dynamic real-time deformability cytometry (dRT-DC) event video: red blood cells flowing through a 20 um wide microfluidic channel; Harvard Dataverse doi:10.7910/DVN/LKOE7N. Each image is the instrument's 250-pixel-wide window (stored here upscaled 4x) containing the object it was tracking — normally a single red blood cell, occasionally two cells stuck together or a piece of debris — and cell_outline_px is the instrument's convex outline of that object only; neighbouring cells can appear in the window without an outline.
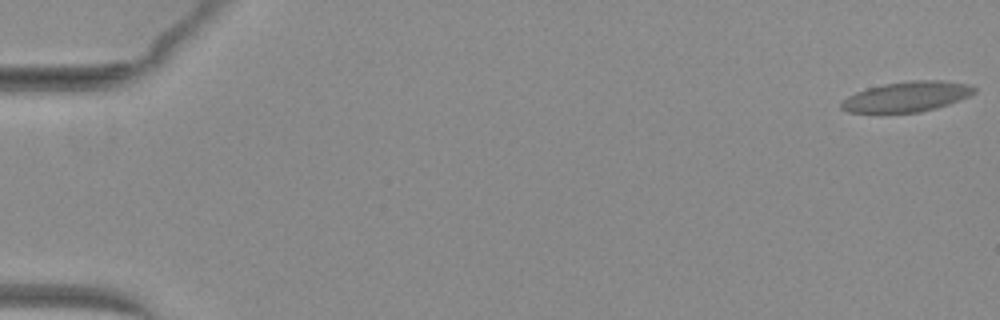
{"species": "common noctule bat (a hibernating species)", "species_latin": "Nyctalus noctula", "temperature_condition": "warm", "stored_images_in_passage": 18, "camera_frame_rate_fps": 3000, "um_per_image_px": 0.085, "animal": {"sex": "female", "body_mass_g": 29.2, "forearm_length_mm": 56.3}, "frame": {"image": 1, "passage_image": 1, "time_ms": 0.0, "image_size_px": [1000, 320], "cell_outline_px": [[976, 92], [968, 96], [948, 104], [936, 108], [920, 112], [848, 112], [840, 108], [840, 104], [848, 96], [856, 92], [868, 88], [884, 84], [912, 80], [944, 80], [968, 84], [976, 88]], "centroid_in_image_um": [77.1, 8.2], "position_along_channel_um": 7.9, "area_um2": 23.18}}
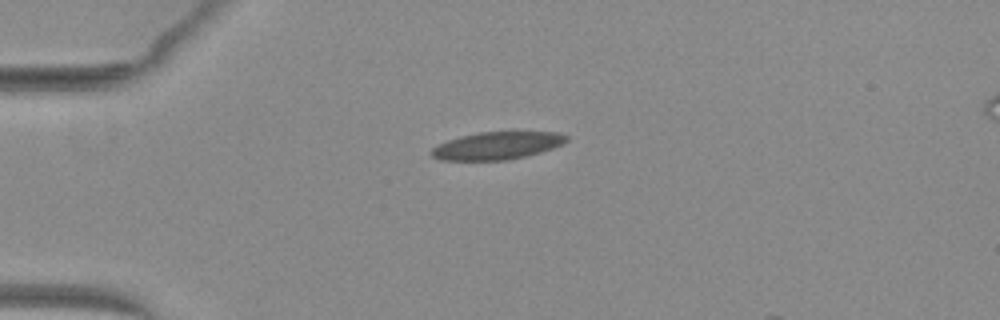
{"frame": {"image": 2, "passage_image": 15, "time_ms": 4.667, "image_size_px": [1000, 320], "cell_outline_px": [[568, 140], [564, 144], [540, 152], [508, 160], [440, 160], [432, 156], [428, 152], [432, 148], [448, 140], [460, 136], [480, 132], [560, 132], [568, 136]], "centroid_in_image_um": [42.26, 12.38], "position_along_channel_um": 42.7, "area_um2": 21.68}}